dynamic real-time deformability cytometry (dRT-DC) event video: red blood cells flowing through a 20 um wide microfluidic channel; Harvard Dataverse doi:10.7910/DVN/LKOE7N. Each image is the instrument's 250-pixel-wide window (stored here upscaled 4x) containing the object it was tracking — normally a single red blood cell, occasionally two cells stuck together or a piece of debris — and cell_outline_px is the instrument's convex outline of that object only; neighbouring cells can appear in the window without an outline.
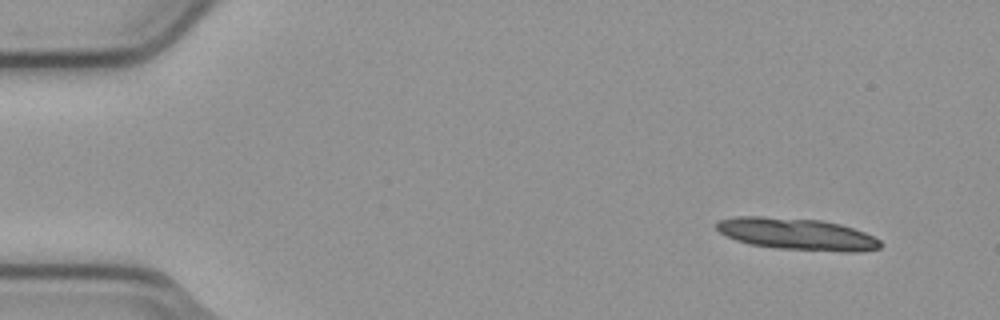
{"species": "common noctule bat (a hibernating species)", "species_latin": "Nyctalus noctula", "temperature_condition": "cold", "stored_images_in_passage": 8, "segment_of_instrument_passage": [1, 2], "camera_frame_rate_fps": 3000, "um_per_image_px": 0.085, "animal": {"sex": "male", "body_mass_g": 23.1, "forearm_length_mm": 52.7}, "frame": {"image": 1, "passage_image": 1, "time_ms": 0.0, "image_size_px": [1000, 320], "cell_outline_px": [[880, 248], [860, 252], [844, 252], [776, 248], [752, 244], [736, 240], [720, 232], [716, 228], [716, 224], [720, 220], [736, 216], [764, 216], [820, 220], [840, 224], [864, 232], [880, 240]], "centroid_in_image_um": [67.75, 19.89], "position_along_channel_um": 17.3, "area_um2": 30.23}}